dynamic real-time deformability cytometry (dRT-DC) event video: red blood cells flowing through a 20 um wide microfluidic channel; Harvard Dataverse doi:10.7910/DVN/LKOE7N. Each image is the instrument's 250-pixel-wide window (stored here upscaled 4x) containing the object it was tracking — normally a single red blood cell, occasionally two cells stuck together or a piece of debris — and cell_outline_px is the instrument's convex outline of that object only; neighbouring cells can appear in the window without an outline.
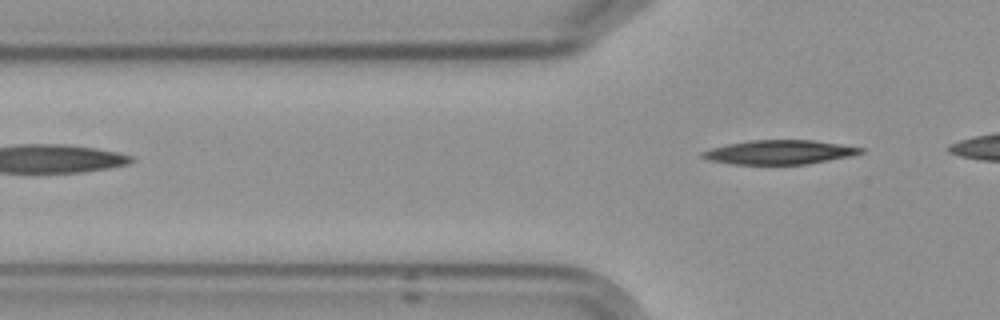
{"species": "Egyptian fruit bat (a non-hibernating species)", "species_latin": "Rousettus aegyptiacus", "temperature_condition": "cold", "stored_images_in_passage": 7, "camera_frame_rate_fps": 3000, "um_per_image_px": 0.085, "frame": {"image": 1, "passage_image": 7, "time_ms": 7.0, "image_size_px": [1000, 320], "cell_outline_px": [[864, 152], [852, 156], [808, 164], [732, 164], [708, 160], [700, 156], [700, 152], [712, 148], [728, 144], [748, 140], [812, 140], [840, 144], [864, 148]], "centroid_in_image_um": [66.25, 12.94], "position_along_channel_um": 59.5, "area_um2": 22.31}}